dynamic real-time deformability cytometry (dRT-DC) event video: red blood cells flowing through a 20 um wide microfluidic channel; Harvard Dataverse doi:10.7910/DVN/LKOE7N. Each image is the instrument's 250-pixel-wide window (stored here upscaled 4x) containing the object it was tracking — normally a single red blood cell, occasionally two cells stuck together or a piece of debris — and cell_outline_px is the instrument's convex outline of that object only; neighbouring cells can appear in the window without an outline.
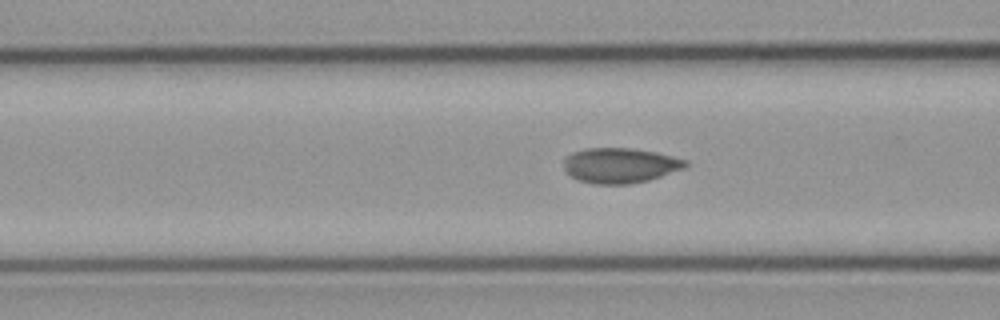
{"species": "common noctule bat (a hibernating species)", "species_latin": "Nyctalus noctula", "temperature_condition": "cold", "stored_images_in_passage": 27, "camera_frame_rate_fps": 3000, "um_per_image_px": 0.085, "animal": {"sex": "male", "body_mass_g": 23.1, "forearm_length_mm": 52.7}, "frame": {"image": 1, "passage_image": 6, "time_ms": 1.667, "image_size_px": [1000, 320], "cell_outline_px": [[688, 164], [684, 168], [648, 180], [628, 184], [592, 184], [576, 180], [564, 172], [564, 156], [572, 152], [588, 148], [632, 148], [656, 152], [688, 160]], "centroid_in_image_um": [52.65, 14.06], "position_along_channel_um": 113.9, "area_um2": 25.14}}
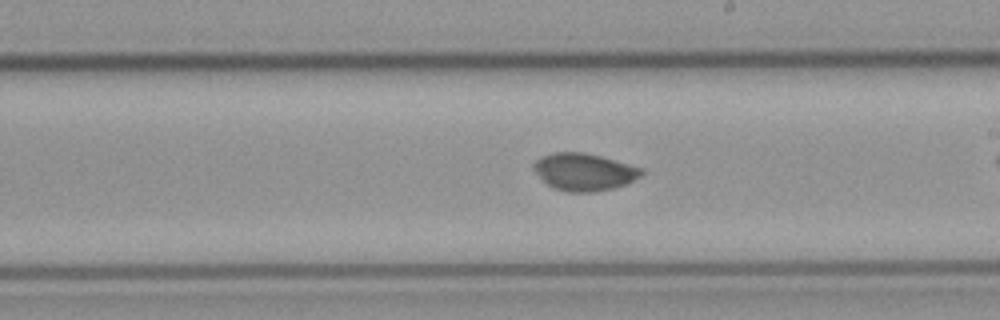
{"frame": {"image": 2, "passage_image": 16, "time_ms": 5.0, "image_size_px": [1000, 320], "cell_outline_px": [[644, 172], [640, 176], [628, 184], [612, 188], [592, 192], [568, 192], [552, 188], [532, 168], [532, 164], [540, 156], [556, 152], [584, 152], [600, 156], [644, 168]], "centroid_in_image_um": [49.66, 14.61], "position_along_channel_um": 239.3, "area_um2": 23.47}}
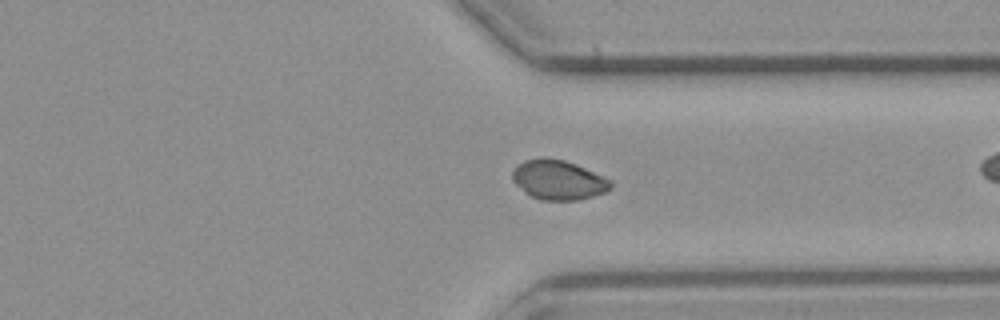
{"frame": {"image": 3, "passage_image": 26, "time_ms": 8.333, "image_size_px": [1000, 320], "cell_outline_px": [[612, 188], [604, 192], [592, 196], [576, 200], [540, 200], [524, 192], [512, 180], [512, 172], [524, 160], [540, 156], [544, 156], [564, 160], [576, 164], [612, 180]], "centroid_in_image_um": [47.46, 15.28], "position_along_channel_um": 363.9, "area_um2": 22.72}}